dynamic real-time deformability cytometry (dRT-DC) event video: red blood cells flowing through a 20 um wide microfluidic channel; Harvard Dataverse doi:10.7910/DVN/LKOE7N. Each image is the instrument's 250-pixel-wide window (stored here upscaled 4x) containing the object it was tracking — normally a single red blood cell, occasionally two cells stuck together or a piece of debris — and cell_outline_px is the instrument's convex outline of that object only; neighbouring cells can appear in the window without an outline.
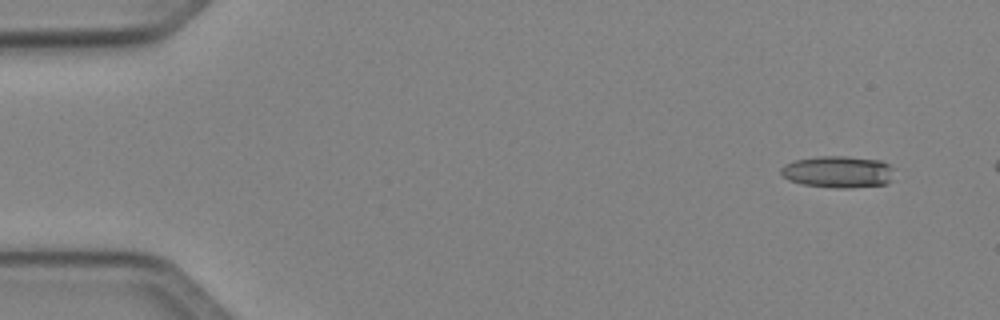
{"species": "Egyptian fruit bat (a non-hibernating species)", "species_latin": "Rousettus aegyptiacus", "temperature_condition": "cold", "stored_images_in_passage": 4, "camera_frame_rate_fps": 3000, "um_per_image_px": 0.085, "animal": {"sex": "female"}, "frame": {"image": 1, "passage_image": 1, "time_ms": 0.0, "image_size_px": [1000, 320], "cell_outline_px": [[896, 168], [892, 180], [888, 184], [852, 188], [832, 188], [804, 184], [788, 180], [780, 172], [780, 168], [784, 164], [796, 160], [816, 156], [848, 156], [880, 160], [892, 164]], "centroid_in_image_um": [71.32, 14.6], "position_along_channel_um": 13.7, "area_um2": 21.56}}